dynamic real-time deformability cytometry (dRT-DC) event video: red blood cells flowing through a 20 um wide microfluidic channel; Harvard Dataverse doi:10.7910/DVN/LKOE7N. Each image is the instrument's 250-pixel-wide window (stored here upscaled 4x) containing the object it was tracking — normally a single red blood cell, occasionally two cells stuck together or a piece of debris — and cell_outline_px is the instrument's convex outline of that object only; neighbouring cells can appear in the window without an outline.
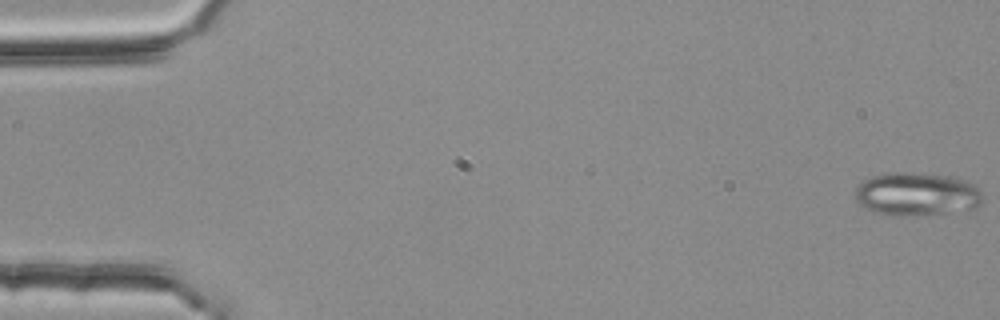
{"species": "common noctule bat (a hibernating species)", "species_latin": "Nyctalus noctula", "temperature_condition": "room temperature", "stored_images_in_passage": 55, "camera_frame_rate_fps": 3000, "um_per_image_px": 0.085, "animal": {"sex": "female", "body_mass_g": 25.1}, "frame": {"image": 1, "passage_image": 1, "time_ms": 0.0, "image_size_px": [1000, 320], "cell_outline_px": [[984, 200], [976, 208], [944, 212], [904, 216], [896, 216], [872, 212], [864, 208], [856, 200], [856, 188], [864, 180], [872, 176], [884, 172], [904, 172], [948, 176], [964, 180], [980, 188], [984, 196]], "centroid_in_image_um": [77.92, 16.5], "position_along_channel_um": 7.1, "area_um2": 32.14}}
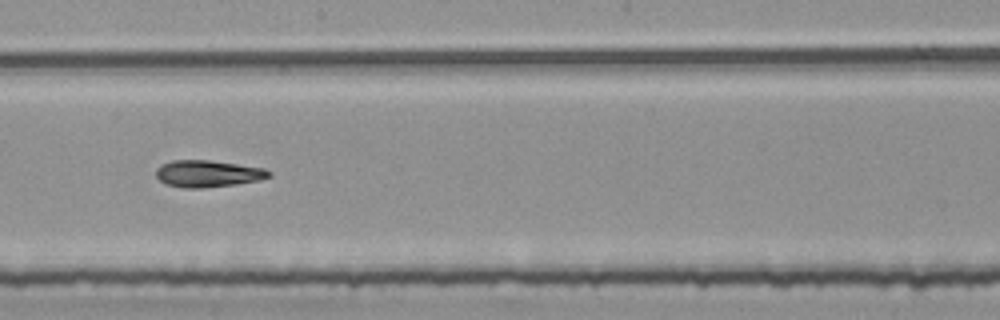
{"frame": {"image": 2, "passage_image": 31, "time_ms": 10.0, "image_size_px": [1000, 320], "cell_outline_px": [[272, 176], [260, 180], [236, 184], [204, 188], [184, 188], [164, 184], [156, 176], [156, 168], [160, 164], [172, 160], [208, 160], [264, 168], [272, 172]], "centroid_in_image_um": [17.65, 14.76], "position_along_channel_um": 230.6, "area_um2": 17.8}}
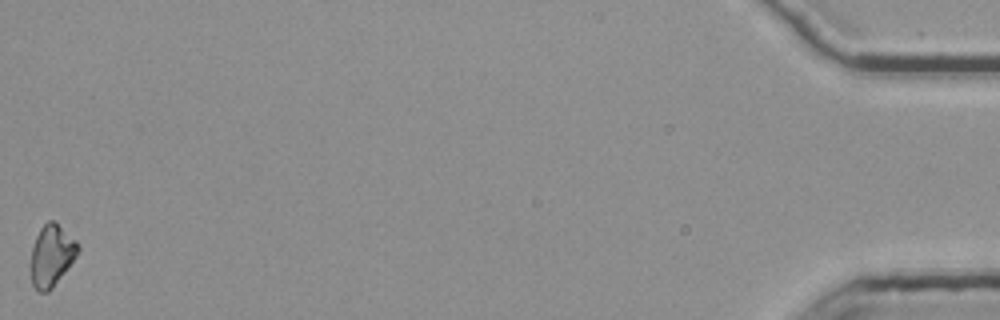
{"frame": {"image": 3, "passage_image": 55, "time_ms": 18.0, "image_size_px": [1000, 320], "cell_outline_px": [[80, 248], [76, 256], [52, 288], [48, 292], [36, 292], [32, 284], [32, 244], [40, 228], [48, 220], [56, 220], [76, 240]], "centroid_in_image_um": [4.39, 21.68], "position_along_channel_um": 430.8, "area_um2": 16.88}, "authors_computed_cell_mechanics": {"area_um2": 17.5712, "velocity_mm_per_s": 3.7658, "shape_relaxation_time_tau1_ms": 7.1789, "shape_relaxation_time_tau2_ms": 7.27, "deformation_change_tau1": 0.1738, "deformation_change_tau2": 0.1349}}